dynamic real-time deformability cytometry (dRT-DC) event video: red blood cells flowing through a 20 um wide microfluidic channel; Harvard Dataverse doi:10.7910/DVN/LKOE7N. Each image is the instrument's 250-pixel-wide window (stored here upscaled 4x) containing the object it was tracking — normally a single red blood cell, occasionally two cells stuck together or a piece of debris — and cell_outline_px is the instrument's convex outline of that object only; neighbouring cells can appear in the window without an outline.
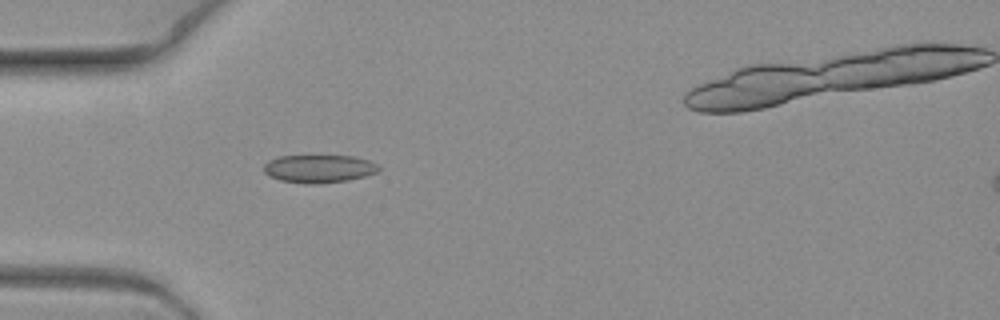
{"species": "common noctule bat (a hibernating species)", "species_latin": "Nyctalus noctula", "temperature_condition": "warm", "stored_images_in_passage": 3, "camera_frame_rate_fps": 3000, "um_per_image_px": 0.085, "animal": {"sex": "female", "body_mass_g": 19.3, "forearm_length_mm": 54.1}, "frame": {"image": 1, "passage_image": 2, "time_ms": 0.333, "image_size_px": [1000, 320], "cell_outline_px": [[380, 168], [376, 172], [364, 176], [348, 180], [320, 184], [308, 184], [280, 180], [264, 172], [264, 164], [268, 160], [276, 156], [352, 156], [368, 160], [376, 164]], "centroid_in_image_um": [27.09, 14.34], "position_along_channel_um": 57.9, "area_um2": 18.61}}